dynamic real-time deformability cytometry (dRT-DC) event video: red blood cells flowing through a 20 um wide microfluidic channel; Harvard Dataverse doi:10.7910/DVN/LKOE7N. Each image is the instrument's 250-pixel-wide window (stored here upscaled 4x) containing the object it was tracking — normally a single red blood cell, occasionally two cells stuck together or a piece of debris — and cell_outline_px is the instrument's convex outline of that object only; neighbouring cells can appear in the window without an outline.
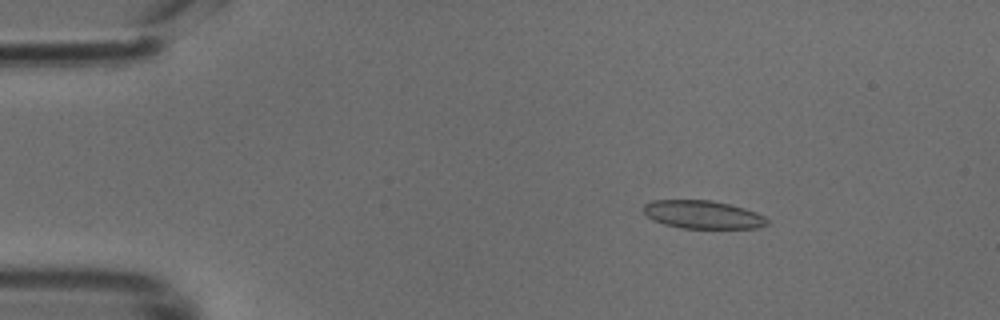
{"species": "common noctule bat (a hibernating species)", "species_latin": "Nyctalus noctula", "temperature_condition": "cold", "stored_images_in_passage": 48, "camera_frame_rate_fps": 3000, "um_per_image_px": 0.085, "animal": {"sex": "male", "body_mass_g": 18.8}, "frame": {"image": 1, "passage_image": 7, "time_ms": 2.0, "image_size_px": [1000, 320], "cell_outline_px": [[768, 224], [760, 228], [680, 228], [664, 224], [652, 220], [644, 212], [644, 204], [652, 200], [712, 200], [744, 208], [756, 212], [764, 216], [768, 220]], "centroid_in_image_um": [59.74, 18.24], "position_along_channel_um": 25.3, "area_um2": 20.29}}
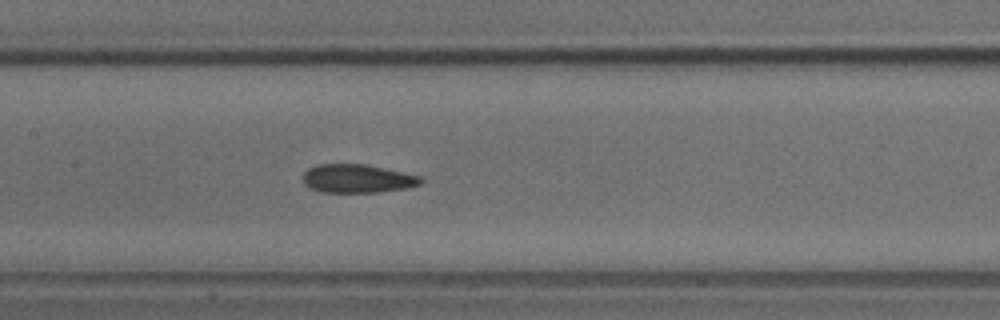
{"frame": {"image": 2, "passage_image": 23, "time_ms": 7.333, "image_size_px": [1000, 320], "cell_outline_px": [[424, 180], [420, 184], [408, 188], [380, 192], [320, 192], [304, 184], [304, 172], [308, 168], [316, 164], [364, 164], [424, 176]], "centroid_in_image_um": [30.42, 15.18], "position_along_channel_um": 177.0, "area_um2": 19.71}}
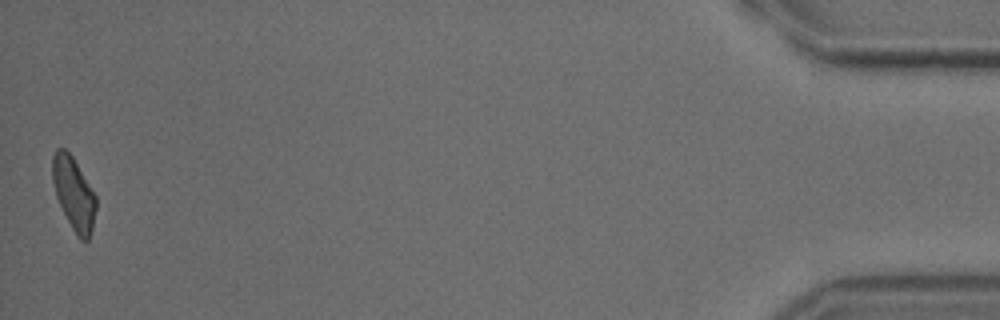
{"frame": {"image": 3, "passage_image": 48, "time_ms": 15.667, "image_size_px": [1000, 320], "cell_outline_px": [[96, 208], [92, 228], [88, 240], [80, 240], [72, 228], [56, 196], [52, 180], [52, 156], [56, 148], [64, 148], [72, 156], [96, 196]], "centroid_in_image_um": [6.25, 16.43], "position_along_channel_um": 428.9, "area_um2": 18.15}}